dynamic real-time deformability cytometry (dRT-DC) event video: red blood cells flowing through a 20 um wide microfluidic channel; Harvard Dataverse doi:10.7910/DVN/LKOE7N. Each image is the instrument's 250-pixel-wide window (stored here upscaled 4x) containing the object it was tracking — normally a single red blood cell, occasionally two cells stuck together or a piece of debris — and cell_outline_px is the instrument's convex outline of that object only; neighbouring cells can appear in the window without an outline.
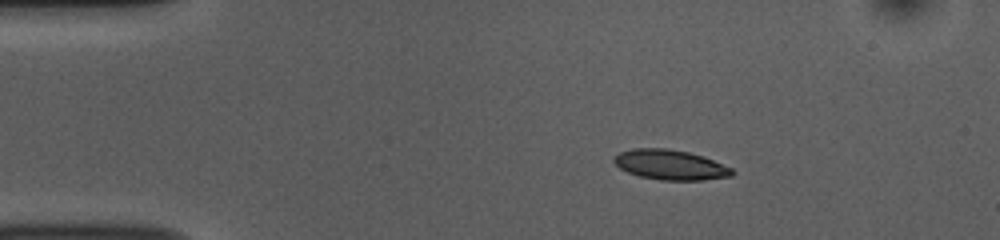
{"species": "common noctule bat (a hibernating species)", "species_latin": "Nyctalus noctula", "temperature_condition": "room temperature", "stored_images_in_passage": 45, "camera_frame_rate_fps": 3000, "um_per_image_px": 0.085, "animal": {"sex": "female", "body_mass_g": 10.0, "forearm_length_mm": 53.1}, "frame": {"image": 1, "passage_image": 1, "time_ms": 0.0, "image_size_px": [1000, 240], "cell_outline_px": [[736, 172], [732, 176], [704, 180], [660, 180], [640, 176], [628, 172], [620, 168], [612, 160], [620, 152], [632, 148], [668, 148], [688, 152], [704, 156], [732, 168]], "centroid_in_image_um": [57.01, 14.01], "position_along_channel_um": 28.0, "area_um2": 20.69}}
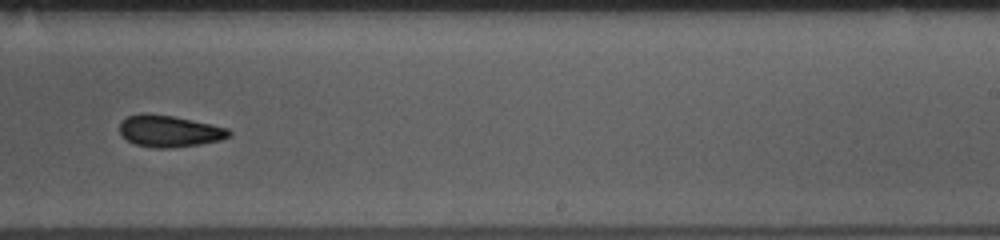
{"frame": {"image": 2, "passage_image": 25, "time_ms": 8.0, "image_size_px": [1000, 240], "cell_outline_px": [[232, 136], [220, 140], [200, 144], [172, 148], [152, 148], [136, 144], [128, 140], [120, 132], [120, 124], [128, 116], [172, 116], [212, 124], [228, 128], [232, 132]], "centroid_in_image_um": [14.49, 11.19], "position_along_channel_um": 274.5, "area_um2": 19.54}}
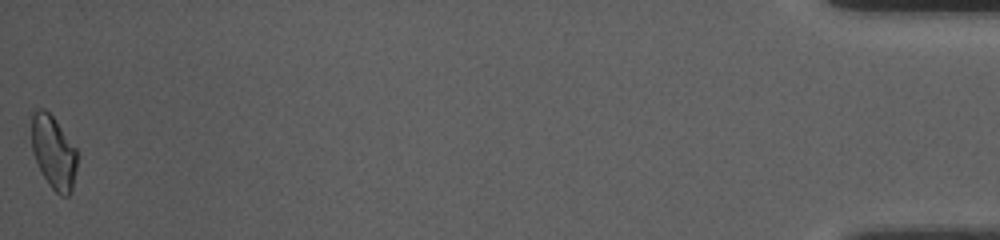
{"frame": {"image": 3, "passage_image": 45, "time_ms": 14.667, "image_size_px": [1000, 240], "cell_outline_px": [[76, 168], [72, 192], [68, 196], [60, 196], [48, 184], [32, 152], [32, 112], [36, 108], [44, 108], [52, 116], [76, 148]], "centroid_in_image_um": [4.55, 12.95], "position_along_channel_um": 430.7, "area_um2": 19.25}, "authors_computed_cell_mechanics": {"area_um2": 20.2878, "velocity_mm_per_s": 3.777, "shape_relaxation_time_tau1_ms": 8.3111, "shape_relaxation_time_tau2_ms": null, "deformation_change_tau1": 0.1624, "deformation_change_tau2": null}}